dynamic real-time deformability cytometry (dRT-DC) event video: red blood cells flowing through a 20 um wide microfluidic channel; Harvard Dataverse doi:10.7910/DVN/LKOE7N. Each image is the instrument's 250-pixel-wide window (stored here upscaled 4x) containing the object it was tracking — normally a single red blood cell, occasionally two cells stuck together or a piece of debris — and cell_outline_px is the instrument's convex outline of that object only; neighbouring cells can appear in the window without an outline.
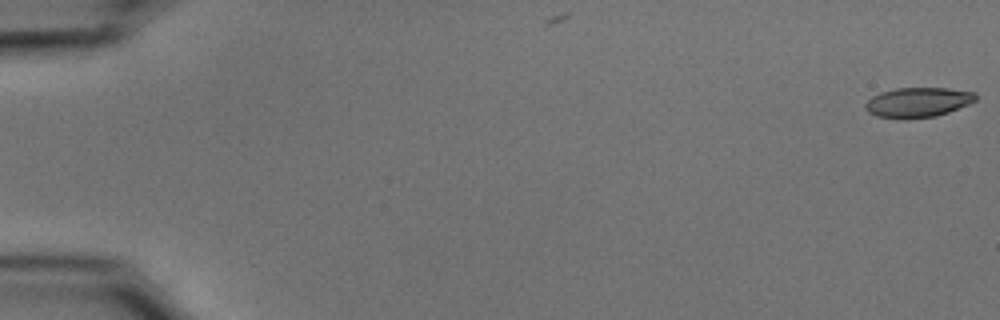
{"species": "common noctule bat (a hibernating species)", "species_latin": "Nyctalus noctula", "temperature_condition": "cold", "stored_images_in_passage": 8, "camera_frame_rate_fps": 3000, "um_per_image_px": 0.085, "animal": {"sex": "male", "body_mass_g": 15.6}, "frame": {"image": 1, "passage_image": 1, "time_ms": 0.0, "image_size_px": [1000, 320], "cell_outline_px": [[976, 100], [968, 104], [948, 112], [936, 116], [908, 120], [904, 120], [876, 116], [868, 112], [864, 108], [864, 104], [872, 96], [880, 92], [896, 88], [948, 88], [976, 92]], "centroid_in_image_um": [77.99, 8.71], "position_along_channel_um": 7.0, "area_um2": 19.48}}